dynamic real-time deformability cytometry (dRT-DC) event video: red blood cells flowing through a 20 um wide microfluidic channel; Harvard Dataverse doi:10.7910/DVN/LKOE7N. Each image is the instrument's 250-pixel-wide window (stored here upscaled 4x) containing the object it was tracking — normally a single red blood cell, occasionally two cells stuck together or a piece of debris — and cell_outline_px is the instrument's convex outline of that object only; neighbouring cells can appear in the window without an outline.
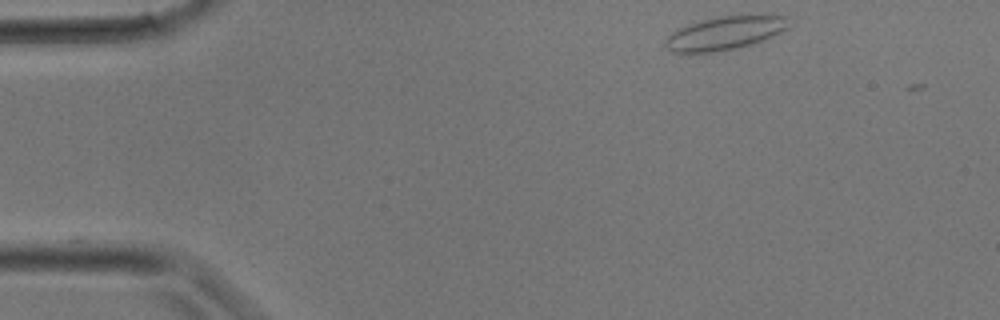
{"species": "common noctule bat (a hibernating species)", "species_latin": "Nyctalus noctula", "temperature_condition": "room temperature", "stored_images_in_passage": 4, "camera_frame_rate_fps": 3000, "um_per_image_px": 0.085, "animal": {"sex": "male", "body_mass_g": 17.9}, "frame": {"image": 1, "passage_image": 1, "time_ms": 0.0, "image_size_px": [1000, 320], "cell_outline_px": [[792, 24], [788, 28], [764, 40], [740, 48], [716, 52], [672, 52], [664, 44], [668, 36], [672, 32], [688, 24], [704, 20], [724, 16], [784, 16]], "centroid_in_image_um": [61.63, 2.83], "position_along_channel_um": 23.4, "area_um2": 23.64}}